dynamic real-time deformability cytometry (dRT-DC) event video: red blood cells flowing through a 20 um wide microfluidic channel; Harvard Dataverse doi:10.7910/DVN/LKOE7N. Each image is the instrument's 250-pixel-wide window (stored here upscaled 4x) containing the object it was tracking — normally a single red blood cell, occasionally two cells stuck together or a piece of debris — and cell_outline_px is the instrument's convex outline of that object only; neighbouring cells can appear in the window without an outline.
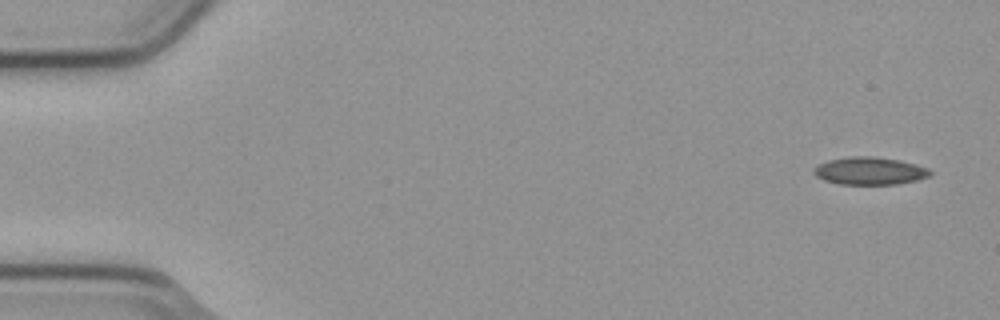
{"species": "common noctule bat (a hibernating species)", "species_latin": "Nyctalus noctula", "temperature_condition": "cold", "stored_images_in_passage": 5, "camera_frame_rate_fps": 3000, "um_per_image_px": 0.085, "animal": {"sex": "male", "body_mass_g": 23.1, "forearm_length_mm": 52.7}, "frame": {"image": 1, "passage_image": 1, "time_ms": 0.0, "image_size_px": [1000, 320], "cell_outline_px": [[932, 172], [928, 176], [916, 180], [896, 184], [840, 184], [824, 180], [816, 176], [812, 172], [812, 168], [816, 164], [828, 160], [852, 156], [872, 156], [900, 160], [916, 164], [928, 168]], "centroid_in_image_um": [73.88, 14.52], "position_along_channel_um": 11.1, "area_um2": 18.79}}
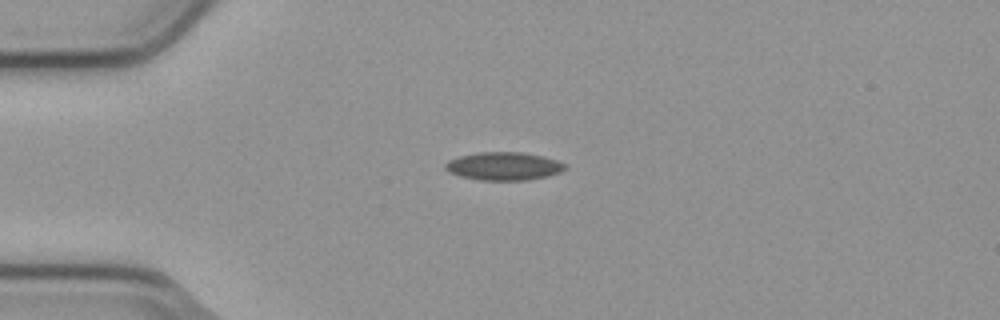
{"frame": {"image": 2, "passage_image": 4, "time_ms": 1.0, "image_size_px": [1000, 320], "cell_outline_px": [[568, 168], [560, 172], [548, 176], [528, 180], [480, 180], [460, 176], [448, 172], [444, 168], [444, 164], [448, 160], [460, 156], [480, 152], [524, 152], [544, 156], [568, 164]], "centroid_in_image_um": [42.85, 14.12], "position_along_channel_um": 42.2, "area_um2": 19.83}}